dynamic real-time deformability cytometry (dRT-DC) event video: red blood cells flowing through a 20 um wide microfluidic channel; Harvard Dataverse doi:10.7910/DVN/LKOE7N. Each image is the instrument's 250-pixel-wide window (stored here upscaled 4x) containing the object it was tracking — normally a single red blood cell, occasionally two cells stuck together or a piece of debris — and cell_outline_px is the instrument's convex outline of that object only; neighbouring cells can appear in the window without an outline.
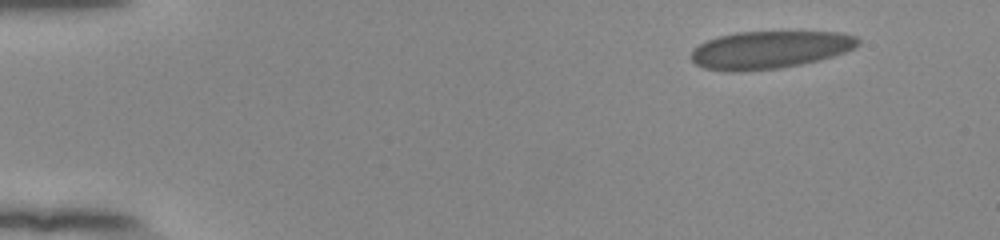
{"species": "human", "species_latin": "Homo sapiens", "temperature_condition": "room temperature", "stored_images_in_passage": 50, "camera_frame_rate_fps": 3000, "um_per_image_px": 0.085, "donor": {"sex": "female"}, "frame": {"image": 1, "passage_image": 1, "time_ms": 0.0, "image_size_px": [1000, 240], "cell_outline_px": [[860, 44], [844, 52], [820, 60], [780, 68], [704, 68], [696, 64], [692, 60], [692, 52], [700, 44], [708, 40], [720, 36], [736, 32], [836, 32], [856, 36], [860, 40]], "centroid_in_image_um": [65.52, 4.18], "position_along_channel_um": 19.5, "area_um2": 35.14}}
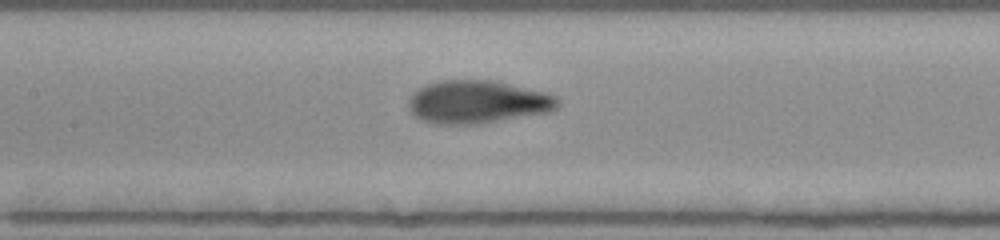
{"frame": {"image": 2, "passage_image": 22, "time_ms": 7.0, "image_size_px": [1000, 240], "cell_outline_px": [[560, 104], [556, 112], [476, 124], [436, 124], [420, 120], [412, 112], [408, 104], [408, 100], [412, 92], [424, 84], [436, 80], [488, 80], [508, 84], [544, 92], [556, 96], [560, 100]], "centroid_in_image_um": [40.6, 8.67], "position_along_channel_um": 166.8, "area_um2": 37.8}}
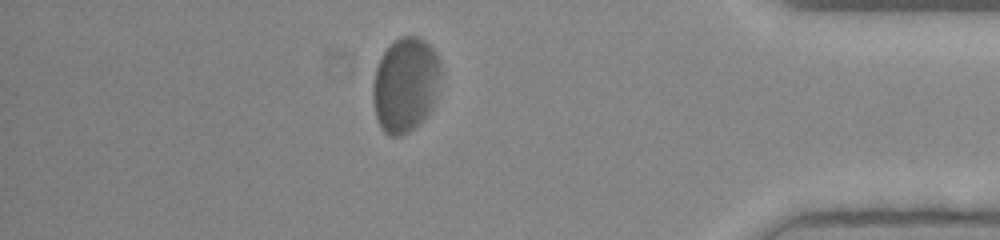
{"frame": {"image": 3, "passage_image": 43, "time_ms": 14.0, "image_size_px": [1000, 240], "cell_outline_px": [[440, 76], [432, 108], [408, 132], [400, 136], [388, 136], [380, 128], [376, 120], [372, 100], [372, 84], [376, 68], [384, 52], [400, 36], [416, 36], [424, 40], [436, 52], [440, 60]], "centroid_in_image_um": [34.42, 7.21], "position_along_channel_um": 400.8, "area_um2": 37.34}, "authors_computed_cell_mechanics": {"area_um2": 37.0787, "velocity_mm_per_s": 3.7796, "shape_relaxation_time_tau1_ms": 6.4334, "shape_relaxation_time_tau2_ms": null, "deformation_change_tau1": 0.2199, "deformation_change_tau2": null}}